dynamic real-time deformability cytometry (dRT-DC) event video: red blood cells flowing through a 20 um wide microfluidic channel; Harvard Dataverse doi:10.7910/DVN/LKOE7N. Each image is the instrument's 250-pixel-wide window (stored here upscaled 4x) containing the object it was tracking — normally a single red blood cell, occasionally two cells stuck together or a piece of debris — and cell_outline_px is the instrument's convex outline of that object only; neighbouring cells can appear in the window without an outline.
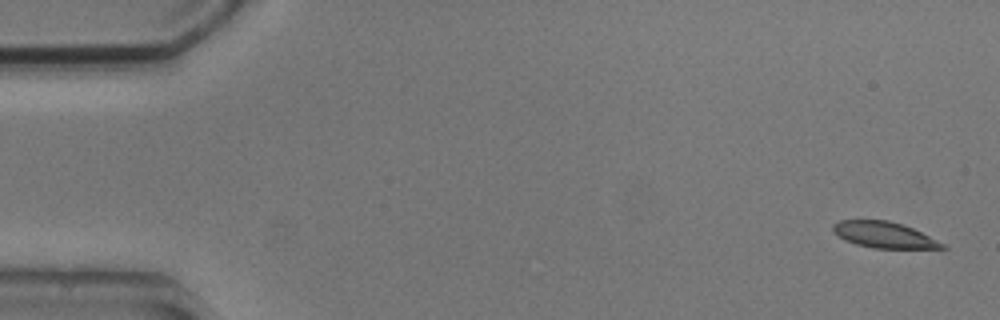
{"species": "common noctule bat (a hibernating species)", "species_latin": "Nyctalus noctula", "temperature_condition": "cold", "stored_images_in_passage": 2, "camera_frame_rate_fps": 3000, "um_per_image_px": 0.085, "animal": {"sex": "male", "body_mass_g": 20.5, "forearm_length_mm": 52.5}, "frame": {"image": 1, "passage_image": 2, "time_ms": 1.333, "image_size_px": [1000, 320], "cell_outline_px": [[948, 248], [872, 248], [856, 244], [844, 240], [832, 228], [832, 224], [840, 220], [888, 220], [904, 224], [944, 244]], "centroid_in_image_um": [75.12, 19.95], "position_along_channel_um": 9.9, "area_um2": 16.36}}